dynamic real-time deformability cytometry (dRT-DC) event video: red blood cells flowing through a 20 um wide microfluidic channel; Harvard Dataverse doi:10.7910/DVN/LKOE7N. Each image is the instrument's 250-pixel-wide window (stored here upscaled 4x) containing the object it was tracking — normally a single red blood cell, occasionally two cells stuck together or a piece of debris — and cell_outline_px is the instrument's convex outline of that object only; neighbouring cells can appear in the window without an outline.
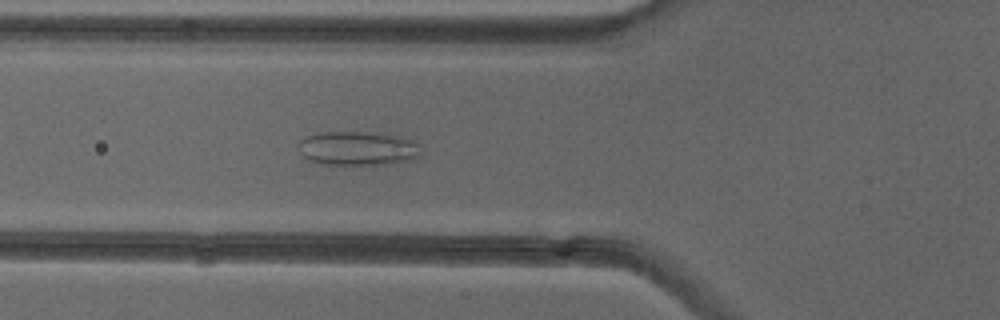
{"species": "common noctule bat (a hibernating species)", "species_latin": "Nyctalus noctula", "temperature_condition": "cold", "stored_images_in_passage": 50, "camera_frame_rate_fps": 3000, "um_per_image_px": 0.085, "animal": {"sex": "female"}, "frame": {"image": 1, "passage_image": 18, "time_ms": 5.667, "image_size_px": [1000, 320], "cell_outline_px": [[420, 156], [412, 160], [392, 164], [320, 164], [308, 160], [300, 152], [296, 144], [304, 136], [320, 132], [380, 132], [412, 140], [416, 144]], "centroid_in_image_um": [30.35, 12.61], "position_along_channel_um": 95.4, "area_um2": 24.51}}
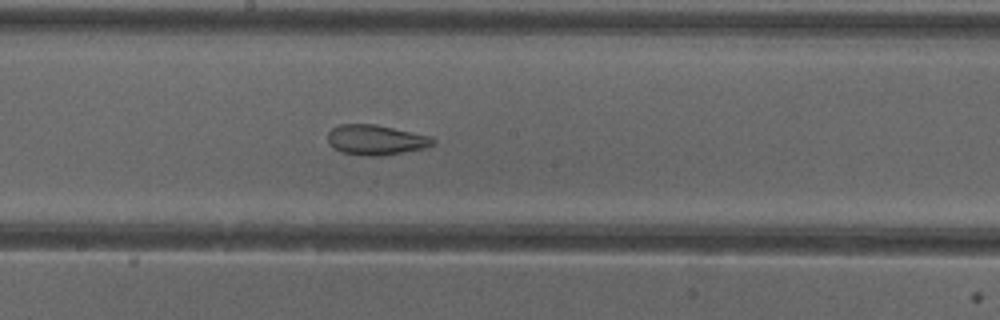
{"frame": {"image": 2, "passage_image": 27, "time_ms": 8.667, "image_size_px": [1000, 320], "cell_outline_px": [[436, 144], [428, 148], [384, 156], [360, 156], [340, 152], [328, 140], [328, 132], [332, 128], [340, 124], [376, 124], [432, 136], [436, 140]], "centroid_in_image_um": [32.03, 11.9], "position_along_channel_um": 216.2, "area_um2": 18.84}}
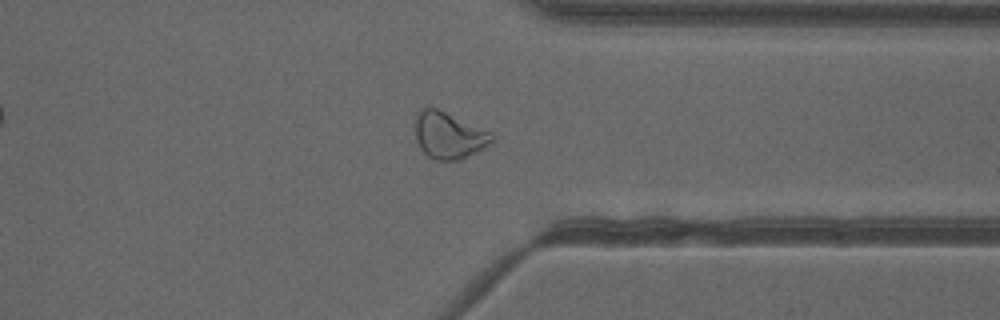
{"frame": {"image": 3, "passage_image": 39, "time_ms": 12.667, "image_size_px": [1000, 320], "cell_outline_px": [[496, 140], [492, 144], [460, 160], [436, 160], [428, 156], [420, 148], [416, 140], [416, 112], [420, 108], [436, 108], [492, 132], [496, 136]], "centroid_in_image_um": [38.19, 11.51], "position_along_channel_um": 373.2, "area_um2": 20.98}, "authors_computed_cell_mechanics": {"area_um2": 23.3801, "velocity_mm_per_s": 3.9832, "shape_relaxation_time_tau1_ms": null, "shape_relaxation_time_tau2_ms": 1.7042, "deformation_change_tau1": null, "deformation_change_tau2": 0.0934}}